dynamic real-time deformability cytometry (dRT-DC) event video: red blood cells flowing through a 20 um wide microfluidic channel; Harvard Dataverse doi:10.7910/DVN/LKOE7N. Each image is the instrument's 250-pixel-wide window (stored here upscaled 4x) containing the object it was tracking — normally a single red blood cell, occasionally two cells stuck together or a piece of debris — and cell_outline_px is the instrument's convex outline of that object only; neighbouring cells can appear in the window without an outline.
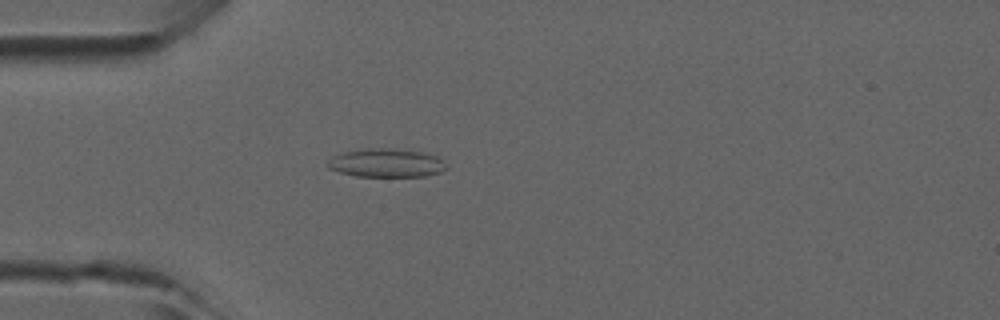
{"species": "common noctule bat (a hibernating species)", "species_latin": "Nyctalus noctula", "temperature_condition": "room temperature", "stored_images_in_passage": 48, "camera_frame_rate_fps": 3000, "um_per_image_px": 0.085, "animal": {"sex": "male", "forearm_length_mm": 52.5}, "frame": {"image": 1, "passage_image": 14, "time_ms": 4.333, "image_size_px": [1000, 320], "cell_outline_px": [[448, 168], [440, 172], [424, 176], [356, 176], [340, 172], [328, 168], [328, 160], [332, 156], [344, 152], [372, 148], [392, 148], [424, 152], [436, 156], [444, 160]], "centroid_in_image_um": [32.87, 13.85], "position_along_channel_um": 52.1, "area_um2": 19.71}}
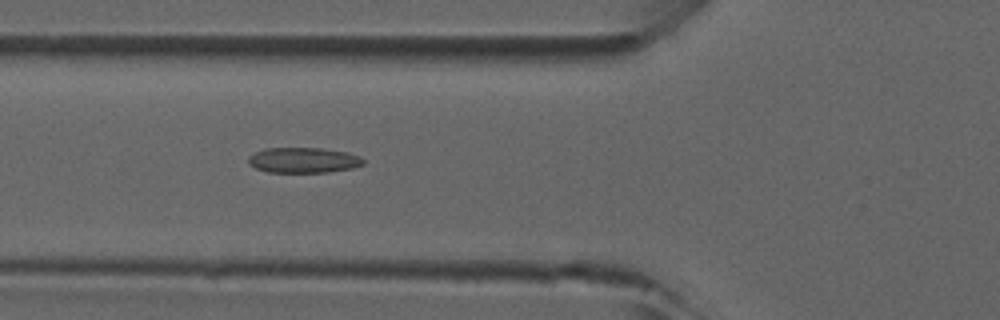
{"frame": {"image": 2, "passage_image": 18, "time_ms": 5.667, "image_size_px": [1000, 320], "cell_outline_px": [[364, 164], [352, 168], [328, 172], [268, 172], [256, 168], [248, 164], [248, 156], [264, 148], [320, 148], [348, 152], [360, 156], [364, 160]], "centroid_in_image_um": [25.79, 13.61], "position_along_channel_um": 100.0, "area_um2": 17.05}}
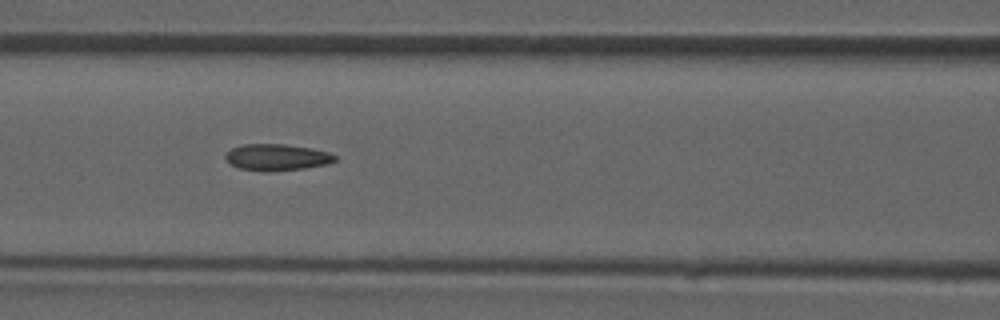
{"frame": {"image": 3, "passage_image": 21, "time_ms": 6.667, "image_size_px": [1000, 320], "cell_outline_px": [[336, 160], [328, 164], [304, 168], [268, 172], [260, 172], [240, 168], [232, 164], [224, 156], [232, 148], [244, 144], [284, 144], [312, 148], [328, 152], [336, 156]], "centroid_in_image_um": [23.55, 13.37], "position_along_channel_um": 143.0, "area_um2": 16.88}}